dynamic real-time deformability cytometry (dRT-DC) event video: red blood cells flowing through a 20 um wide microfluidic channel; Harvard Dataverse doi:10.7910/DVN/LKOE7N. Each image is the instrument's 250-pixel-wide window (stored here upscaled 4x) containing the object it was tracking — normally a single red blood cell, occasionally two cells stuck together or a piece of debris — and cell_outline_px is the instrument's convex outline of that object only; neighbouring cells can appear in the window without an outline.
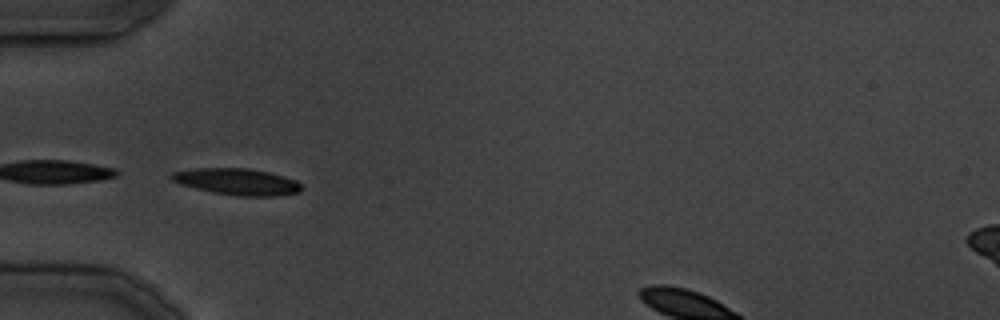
{"species": "common noctule bat (a hibernating species)", "species_latin": "Nyctalus noctula", "temperature_condition": "cold", "stored_images_in_passage": 11, "camera_frame_rate_fps": 3000, "um_per_image_px": 0.085, "animal": {"sex": "male", "body_mass_g": 19.5, "forearm_length_mm": 54.6}, "frame": {"image": 1, "passage_image": 1, "time_ms": 0.0, "image_size_px": [1000, 320], "cell_outline_px": [[300, 192], [276, 196], [236, 196], [196, 188], [180, 184], [172, 180], [172, 172], [196, 168], [248, 168], [268, 172], [296, 180], [300, 184]], "centroid_in_image_um": [20.17, 15.44], "position_along_channel_um": 64.8, "area_um2": 19.77}}
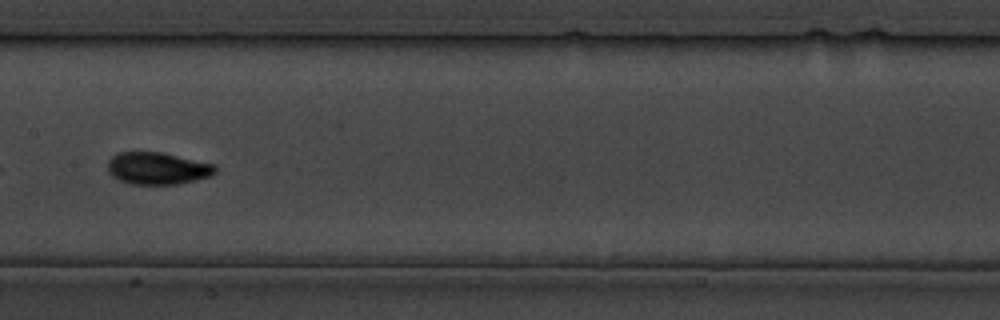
{"frame": {"image": 2, "passage_image": 8, "time_ms": 8.667, "image_size_px": [1000, 320], "cell_outline_px": [[216, 172], [212, 176], [176, 184], [132, 184], [120, 180], [112, 176], [108, 172], [108, 160], [112, 156], [120, 152], [164, 152], [216, 164]], "centroid_in_image_um": [13.41, 14.3], "position_along_channel_um": 194.0, "area_um2": 20.29}}